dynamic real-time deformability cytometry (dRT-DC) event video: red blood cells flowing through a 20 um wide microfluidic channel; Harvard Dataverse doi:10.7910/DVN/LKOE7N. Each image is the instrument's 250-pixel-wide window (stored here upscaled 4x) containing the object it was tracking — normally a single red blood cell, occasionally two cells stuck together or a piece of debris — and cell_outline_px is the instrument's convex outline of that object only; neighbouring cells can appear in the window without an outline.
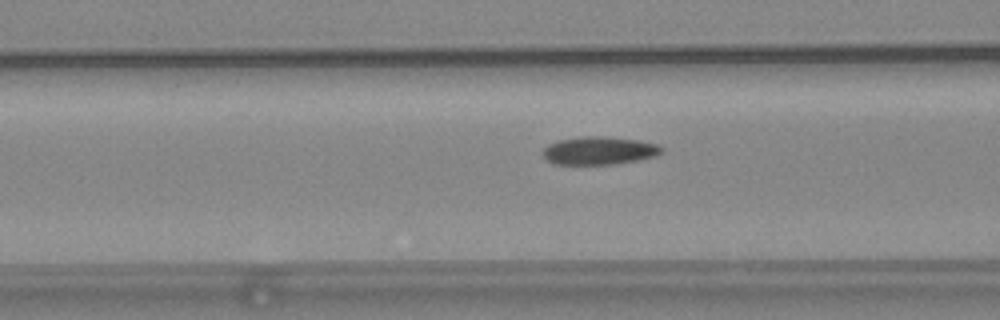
{"species": "common noctule bat (a hibernating species)", "species_latin": "Nyctalus noctula", "temperature_condition": "warm", "stored_images_in_passage": 47, "camera_frame_rate_fps": 3000, "um_per_image_px": 0.085, "animal": {"sex": "female", "body_mass_g": 24.6, "forearm_length_mm": 56.2}, "frame": {"image": 1, "passage_image": 13, "time_ms": 4.0, "image_size_px": [1000, 320], "cell_outline_px": [[664, 152], [656, 156], [616, 164], [552, 164], [544, 160], [540, 152], [548, 144], [560, 140], [580, 136], [600, 136], [640, 140], [656, 144], [664, 148]], "centroid_in_image_um": [50.89, 12.81], "position_along_channel_um": 115.7, "area_um2": 19.65}}
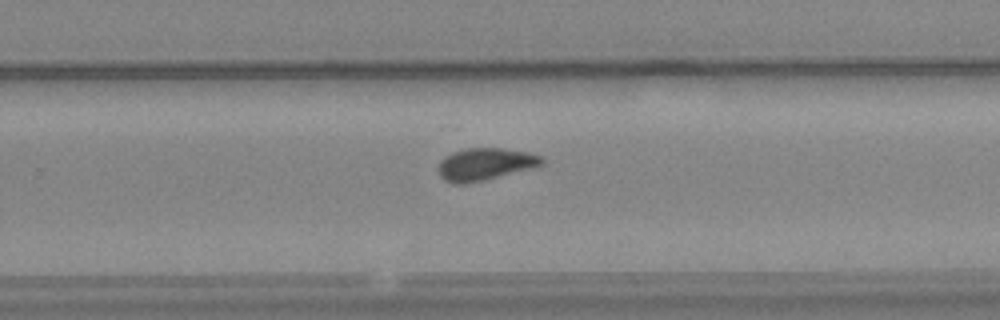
{"frame": {"image": 2, "passage_image": 27, "time_ms": 8.667, "image_size_px": [1000, 320], "cell_outline_px": [[544, 164], [532, 168], [468, 184], [452, 184], [444, 180], [440, 176], [440, 160], [444, 156], [452, 152], [464, 148], [504, 148], [528, 152], [544, 156]], "centroid_in_image_um": [41.25, 13.95], "position_along_channel_um": 288.6, "area_um2": 19.65}}
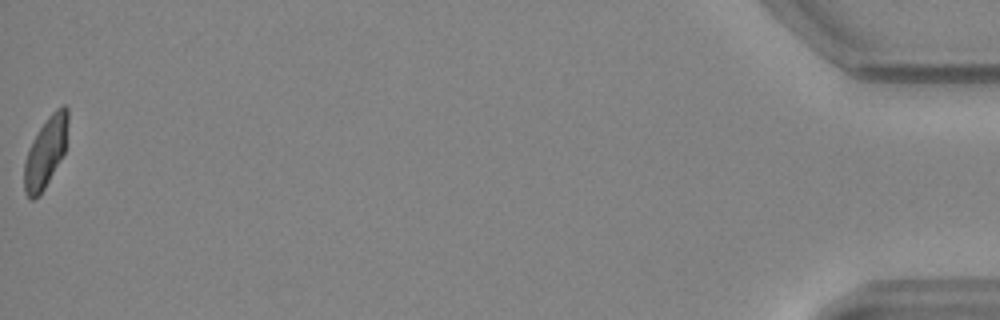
{"frame": {"image": 3, "passage_image": 47, "time_ms": 15.333, "image_size_px": [1000, 320], "cell_outline_px": [[68, 124], [64, 152], [40, 196], [32, 200], [24, 192], [24, 160], [28, 148], [32, 140], [48, 116], [56, 108], [64, 104], [68, 108]], "centroid_in_image_um": [3.86, 12.93], "position_along_channel_um": 431.3, "area_um2": 17.86}, "authors_computed_cell_mechanics": {"area_um2": 19.3052, "velocity_mm_per_s": 3.7096, "shape_relaxation_time_tau1_ms": 10.6323, "shape_relaxation_time_tau2_ms": 3.0679, "deformation_change_tau1": 0.2294, "deformation_change_tau2": 0.0922}}